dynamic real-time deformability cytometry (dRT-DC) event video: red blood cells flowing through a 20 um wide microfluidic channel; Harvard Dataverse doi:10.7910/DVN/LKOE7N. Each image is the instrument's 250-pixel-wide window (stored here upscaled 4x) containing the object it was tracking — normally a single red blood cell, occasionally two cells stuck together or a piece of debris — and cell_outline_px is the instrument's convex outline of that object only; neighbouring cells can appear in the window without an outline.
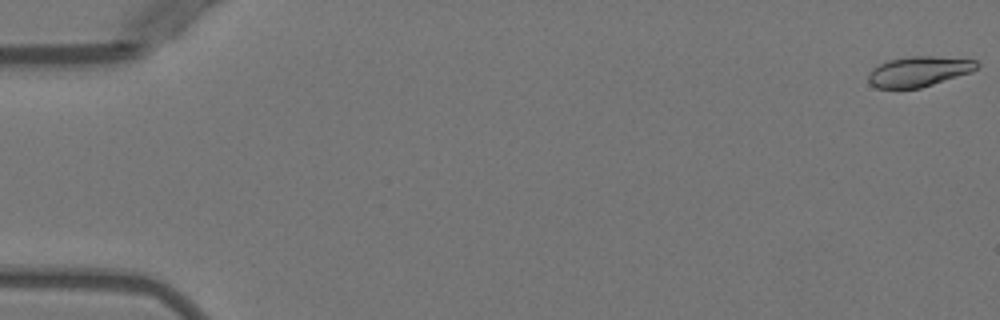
{"species": "Egyptian fruit bat (a non-hibernating species)", "species_latin": "Rousettus aegyptiacus", "temperature_condition": "warm", "stored_images_in_passage": 5, "camera_frame_rate_fps": 3000, "um_per_image_px": 0.085, "animal": {"sex": "female"}, "frame": {"image": 1, "passage_image": 1, "time_ms": 0.0, "image_size_px": [1000, 320], "cell_outline_px": [[980, 64], [972, 72], [920, 88], [876, 88], [868, 84], [868, 76], [872, 68], [888, 60], [908, 56], [932, 56], [976, 60]], "centroid_in_image_um": [78.08, 6.07], "position_along_channel_um": 6.9, "area_um2": 19.13}}